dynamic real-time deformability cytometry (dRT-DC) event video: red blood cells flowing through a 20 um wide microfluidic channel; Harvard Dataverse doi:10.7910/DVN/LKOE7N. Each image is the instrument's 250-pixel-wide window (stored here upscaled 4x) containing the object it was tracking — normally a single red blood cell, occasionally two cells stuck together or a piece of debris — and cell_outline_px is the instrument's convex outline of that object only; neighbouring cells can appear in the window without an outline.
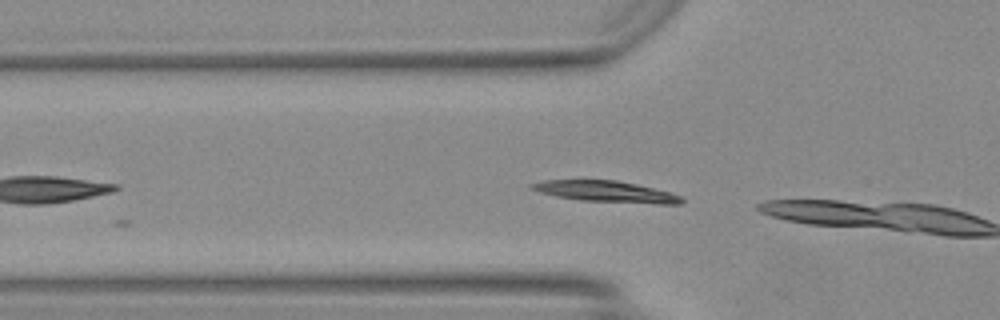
{"species": "Egyptian fruit bat (a non-hibernating species)", "species_latin": "Rousettus aegyptiacus", "temperature_condition": "warm", "stored_images_in_passage": 3, "camera_frame_rate_fps": 3000, "um_per_image_px": 0.085, "animal": {"sex": "female"}, "frame": {"image": 1, "passage_image": 2, "time_ms": 0.333, "image_size_px": [1000, 320], "cell_outline_px": [[684, 200], [680, 204], [656, 204], [580, 200], [556, 196], [540, 192], [528, 188], [528, 184], [544, 180], [616, 180], [636, 184], [668, 192], [680, 196]], "centroid_in_image_um": [51.46, 16.28], "position_along_channel_um": 74.3, "area_um2": 18.38}}